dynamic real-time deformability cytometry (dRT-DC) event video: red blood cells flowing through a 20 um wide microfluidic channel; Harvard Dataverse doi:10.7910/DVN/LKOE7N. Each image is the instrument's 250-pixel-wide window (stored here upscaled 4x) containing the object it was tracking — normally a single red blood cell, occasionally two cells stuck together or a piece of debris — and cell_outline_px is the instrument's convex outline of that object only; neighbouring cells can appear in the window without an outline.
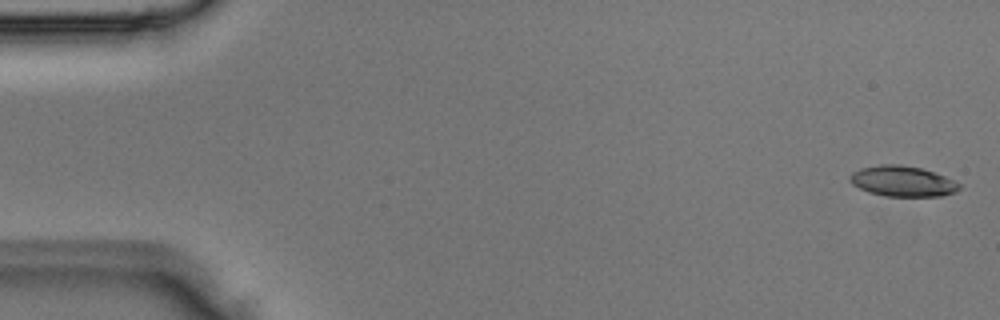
{"species": "Egyptian fruit bat (a non-hibernating species)", "species_latin": "Rousettus aegyptiacus", "temperature_condition": "room temperature", "stored_images_in_passage": 4, "camera_frame_rate_fps": 3000, "um_per_image_px": 0.085, "animal": {"sex": "male"}, "frame": {"image": 1, "passage_image": 1, "time_ms": 0.0, "image_size_px": [1000, 320], "cell_outline_px": [[960, 188], [956, 192], [940, 196], [884, 196], [868, 192], [852, 184], [848, 180], [848, 176], [852, 172], [860, 168], [880, 164], [900, 164], [920, 168], [944, 176], [960, 184]], "centroid_in_image_um": [76.66, 15.4], "position_along_channel_um": 8.3, "area_um2": 19.48}}
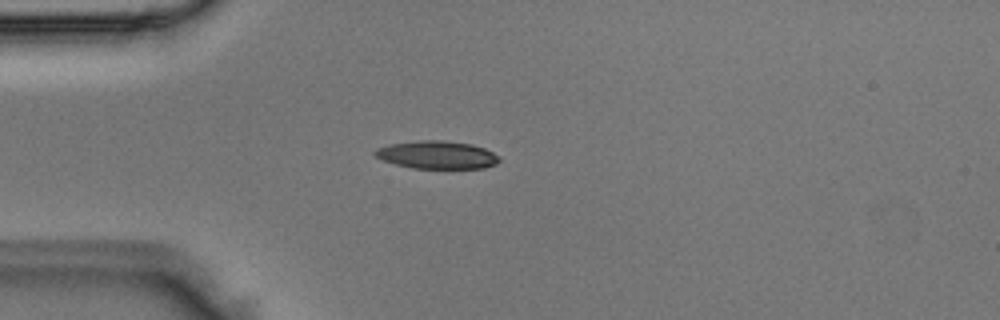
{"frame": {"image": 2, "passage_image": 4, "time_ms": 1.0, "image_size_px": [1000, 320], "cell_outline_px": [[500, 160], [496, 164], [484, 168], [412, 168], [396, 164], [384, 160], [376, 156], [372, 152], [376, 148], [388, 144], [420, 140], [440, 140], [472, 144], [484, 148], [500, 156]], "centroid_in_image_um": [37.15, 13.16], "position_along_channel_um": 47.9, "area_um2": 20.17}}